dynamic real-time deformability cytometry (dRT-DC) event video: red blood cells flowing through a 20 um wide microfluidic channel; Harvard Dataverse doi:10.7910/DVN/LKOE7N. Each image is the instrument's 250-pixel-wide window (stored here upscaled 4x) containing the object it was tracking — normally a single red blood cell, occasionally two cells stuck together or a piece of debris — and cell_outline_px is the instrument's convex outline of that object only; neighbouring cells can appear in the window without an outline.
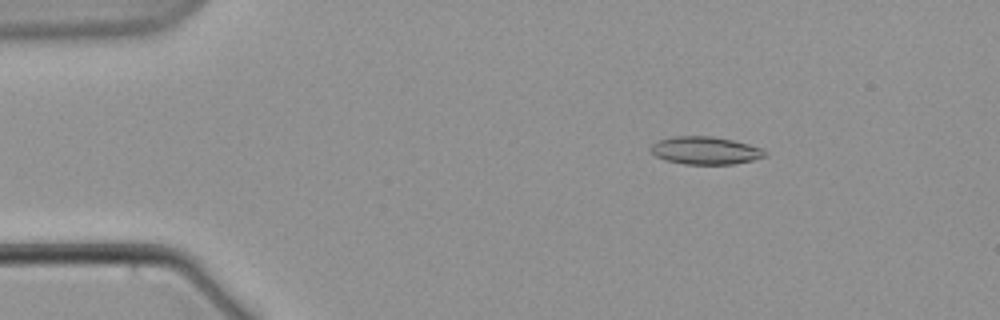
{"species": "common noctule bat (a hibernating species)", "species_latin": "Nyctalus noctula", "temperature_condition": "warm", "stored_images_in_passage": 5, "camera_frame_rate_fps": 3000, "um_per_image_px": 0.085, "animal": {"sex": "male", "body_mass_g": 21.5, "forearm_length_mm": 52.0}, "frame": {"image": 1, "passage_image": 3, "time_ms": 2.667, "image_size_px": [1000, 320], "cell_outline_px": [[768, 156], [736, 164], [684, 164], [664, 160], [656, 156], [648, 148], [652, 144], [660, 140], [672, 136], [712, 136], [732, 140], [764, 148], [768, 152]], "centroid_in_image_um": [59.98, 12.79], "position_along_channel_um": 25.0, "area_um2": 18.67}}